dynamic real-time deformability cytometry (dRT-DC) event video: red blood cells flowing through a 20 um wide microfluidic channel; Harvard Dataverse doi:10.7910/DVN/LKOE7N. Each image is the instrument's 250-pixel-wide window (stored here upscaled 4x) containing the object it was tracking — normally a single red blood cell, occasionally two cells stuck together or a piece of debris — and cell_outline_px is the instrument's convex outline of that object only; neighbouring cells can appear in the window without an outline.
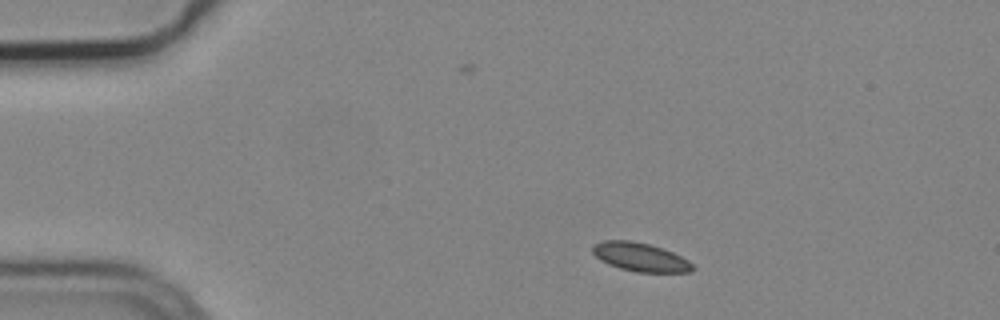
{"species": "common noctule bat (a hibernating species)", "species_latin": "Nyctalus noctula", "temperature_condition": "cold", "stored_images_in_passage": 8, "camera_frame_rate_fps": 3000, "um_per_image_px": 0.085, "animal": {"sex": "male", "body_mass_g": 19.2, "forearm_length_mm": 51.8}, "frame": {"image": 1, "passage_image": 1, "time_ms": 0.0, "image_size_px": [1000, 320], "cell_outline_px": [[696, 268], [692, 272], [636, 272], [620, 268], [608, 264], [600, 260], [592, 252], [592, 244], [604, 240], [632, 240], [648, 244], [672, 252], [688, 260]], "centroid_in_image_um": [54.41, 21.85], "position_along_channel_um": 30.6, "area_um2": 16.7}}
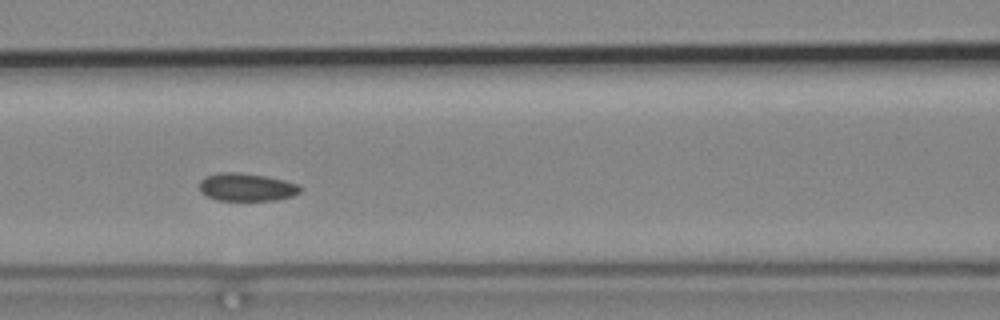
{"frame": {"image": 2, "passage_image": 5, "time_ms": 1.333, "image_size_px": [1000, 320], "cell_outline_px": [[300, 192], [292, 196], [276, 200], [216, 200], [200, 192], [200, 180], [204, 176], [220, 172], [236, 172], [264, 176], [284, 180], [296, 184], [300, 188]], "centroid_in_image_um": [20.91, 15.9], "position_along_channel_um": 145.7, "area_um2": 16.24}}
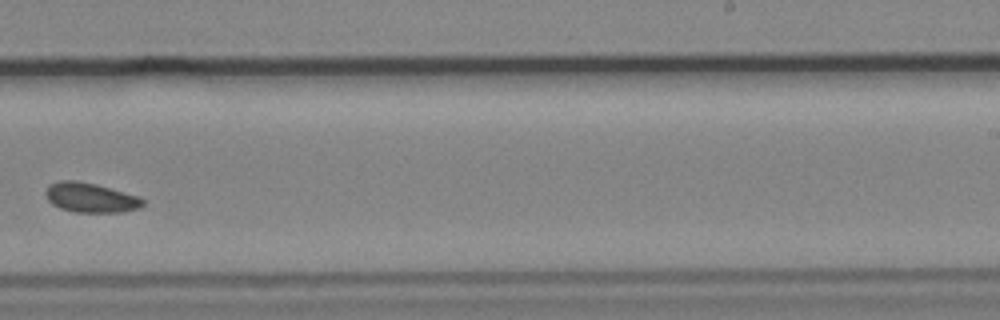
{"frame": {"image": 3, "passage_image": 8, "time_ms": 2.333, "image_size_px": [1000, 320], "cell_outline_px": [[144, 204], [140, 208], [124, 212], [76, 212], [60, 208], [52, 204], [48, 200], [44, 192], [48, 184], [60, 180], [76, 180], [96, 184], [136, 196], [144, 200]], "centroid_in_image_um": [7.65, 16.79], "position_along_channel_um": 281.3, "area_um2": 16.76}}